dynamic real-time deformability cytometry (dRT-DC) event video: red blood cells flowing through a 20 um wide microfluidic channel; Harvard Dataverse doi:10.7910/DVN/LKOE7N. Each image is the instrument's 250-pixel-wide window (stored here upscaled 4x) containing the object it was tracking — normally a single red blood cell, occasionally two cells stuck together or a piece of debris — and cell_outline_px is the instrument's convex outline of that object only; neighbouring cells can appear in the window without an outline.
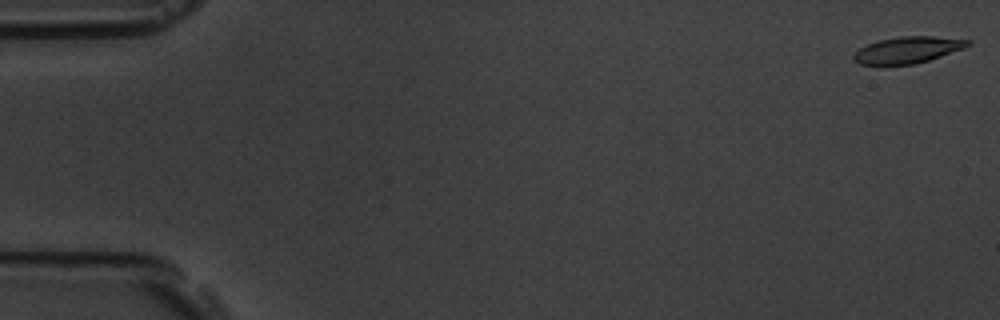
{"species": "common noctule bat (a hibernating species)", "species_latin": "Nyctalus noctula", "temperature_condition": "room temperature", "stored_images_in_passage": 4, "camera_frame_rate_fps": 3000, "um_per_image_px": 0.085, "animal": {"sex": "male", "body_mass_g": 19.5, "forearm_length_mm": 54.6}, "frame": {"image": 1, "passage_image": 1, "time_ms": 0.0, "image_size_px": [1000, 320], "cell_outline_px": [[972, 44], [964, 48], [916, 64], [860, 64], [852, 60], [852, 56], [860, 48], [868, 44], [880, 40], [900, 36], [932, 36], [972, 40]], "centroid_in_image_um": [77.17, 4.23], "position_along_channel_um": 7.8, "area_um2": 17.46}}